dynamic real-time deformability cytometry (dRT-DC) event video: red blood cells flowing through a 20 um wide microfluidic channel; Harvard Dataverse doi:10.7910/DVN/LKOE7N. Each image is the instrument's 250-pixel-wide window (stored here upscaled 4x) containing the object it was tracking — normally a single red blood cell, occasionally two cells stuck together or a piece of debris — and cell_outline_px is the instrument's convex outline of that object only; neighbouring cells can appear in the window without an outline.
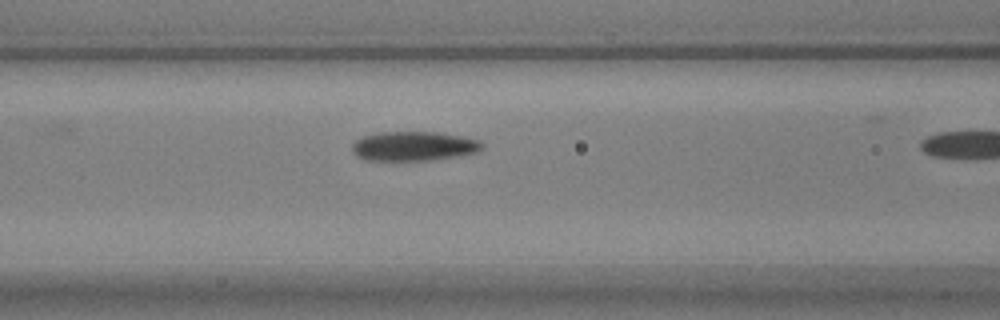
{"species": "common noctule bat (a hibernating species)", "species_latin": "Nyctalus noctula", "temperature_condition": "warm", "stored_images_in_passage": 6, "camera_frame_rate_fps": 3000, "um_per_image_px": 0.085, "animal": {"sex": "male", "body_mass_g": 17.9, "forearm_length_mm": 54.2}, "frame": {"image": 1, "passage_image": 5, "time_ms": 1.333, "image_size_px": [1000, 320], "cell_outline_px": [[484, 144], [476, 152], [456, 156], [428, 160], [364, 160], [356, 156], [352, 152], [352, 144], [356, 140], [364, 136], [380, 132], [440, 132], [480, 140]], "centroid_in_image_um": [35.13, 12.42], "position_along_channel_um": 131.5, "area_um2": 22.14}}